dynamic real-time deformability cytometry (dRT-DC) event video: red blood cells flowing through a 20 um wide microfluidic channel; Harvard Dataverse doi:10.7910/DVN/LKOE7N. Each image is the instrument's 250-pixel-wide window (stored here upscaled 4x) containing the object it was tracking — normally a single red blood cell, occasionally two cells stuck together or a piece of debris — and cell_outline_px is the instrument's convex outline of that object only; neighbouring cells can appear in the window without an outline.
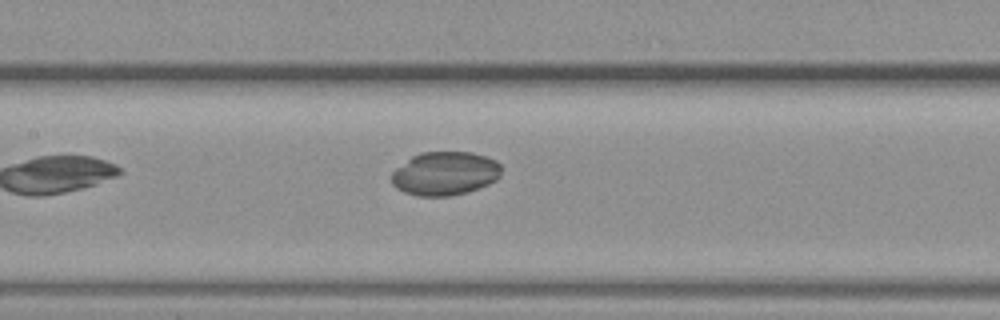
{"species": "common noctule bat (a hibernating species)", "species_latin": "Nyctalus noctula", "temperature_condition": "warm", "stored_images_in_passage": 5, "segment_of_instrument_passage": [1, 2], "camera_frame_rate_fps": 3000, "um_per_image_px": 0.085, "animal": {"sex": "female", "body_mass_g": 19.3, "forearm_length_mm": 54.1}, "frame": {"image": 1, "passage_image": 4, "time_ms": 4.333, "image_size_px": [1000, 320], "cell_outline_px": [[500, 176], [496, 180], [480, 188], [468, 192], [452, 196], [416, 196], [404, 192], [396, 188], [392, 184], [392, 172], [396, 168], [412, 156], [420, 152], [472, 152], [496, 160], [500, 164]], "centroid_in_image_um": [37.82, 14.75], "position_along_channel_um": 169.6, "area_um2": 28.09}}